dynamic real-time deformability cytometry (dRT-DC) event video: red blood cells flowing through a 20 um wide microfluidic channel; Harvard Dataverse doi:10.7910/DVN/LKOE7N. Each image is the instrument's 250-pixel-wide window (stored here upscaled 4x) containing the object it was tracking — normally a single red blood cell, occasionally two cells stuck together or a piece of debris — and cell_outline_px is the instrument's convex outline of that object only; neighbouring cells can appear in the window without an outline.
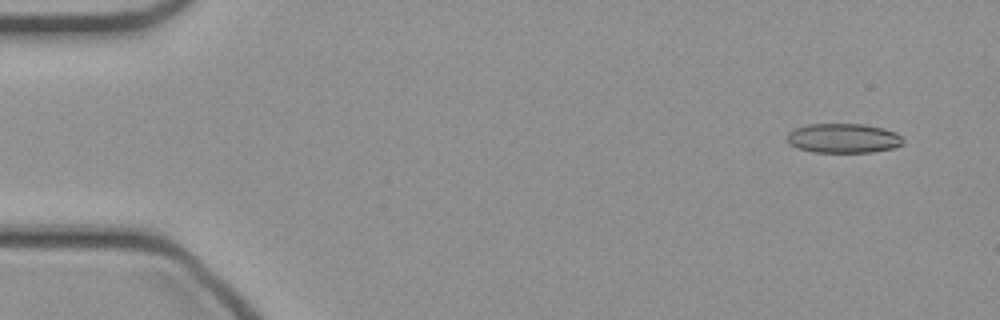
{"species": "common noctule bat (a hibernating species)", "species_latin": "Nyctalus noctula", "temperature_condition": "cold", "stored_images_in_passage": 46, "camera_frame_rate_fps": 3000, "um_per_image_px": 0.085, "animal": {"sex": "female", "body_mass_g": 21.9}, "frame": {"image": 1, "passage_image": 3, "time_ms": 0.667, "image_size_px": [1000, 320], "cell_outline_px": [[904, 144], [892, 148], [872, 152], [812, 152], [796, 148], [788, 144], [788, 132], [796, 128], [808, 124], [864, 124], [884, 128], [896, 132], [904, 140]], "centroid_in_image_um": [71.69, 11.75], "position_along_channel_um": 13.3, "area_um2": 20.06}}
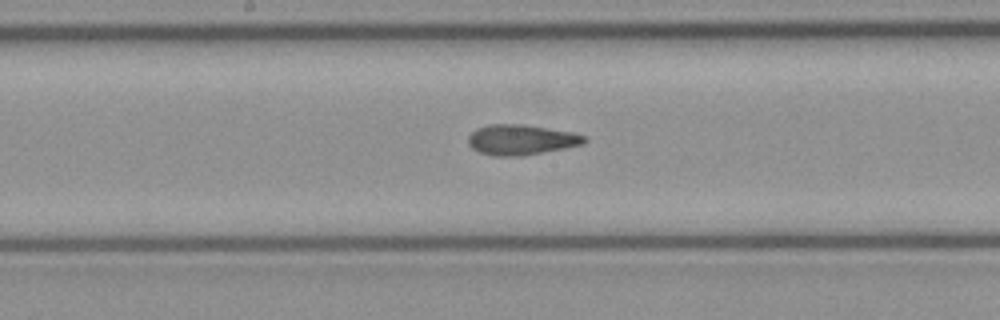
{"frame": {"image": 2, "passage_image": 24, "time_ms": 7.667, "image_size_px": [1000, 320], "cell_outline_px": [[588, 140], [584, 144], [564, 148], [520, 156], [492, 156], [480, 152], [472, 148], [468, 144], [468, 136], [476, 128], [488, 124], [520, 124], [572, 132], [584, 136]], "centroid_in_image_um": [44.26, 11.88], "position_along_channel_um": 203.9, "area_um2": 20.4}}
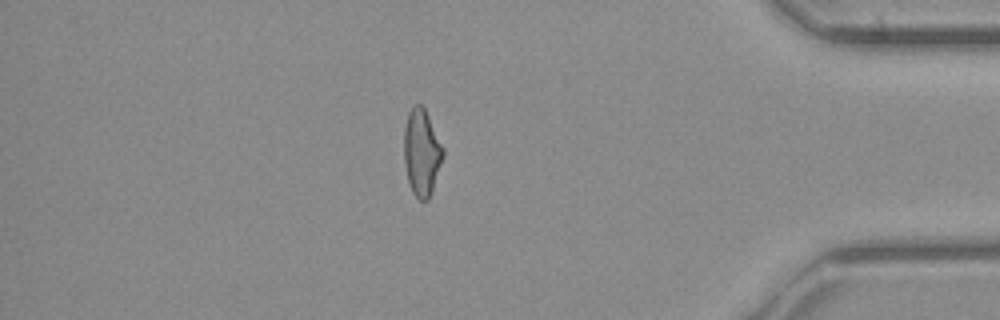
{"frame": {"image": 3, "passage_image": 40, "time_ms": 13.0, "image_size_px": [1000, 320], "cell_outline_px": [[444, 156], [432, 192], [428, 200], [420, 200], [412, 192], [408, 180], [404, 164], [404, 128], [408, 112], [416, 104], [420, 104], [424, 108], [444, 148]], "centroid_in_image_um": [35.84, 12.98], "position_along_channel_um": 399.4, "area_um2": 19.71}}